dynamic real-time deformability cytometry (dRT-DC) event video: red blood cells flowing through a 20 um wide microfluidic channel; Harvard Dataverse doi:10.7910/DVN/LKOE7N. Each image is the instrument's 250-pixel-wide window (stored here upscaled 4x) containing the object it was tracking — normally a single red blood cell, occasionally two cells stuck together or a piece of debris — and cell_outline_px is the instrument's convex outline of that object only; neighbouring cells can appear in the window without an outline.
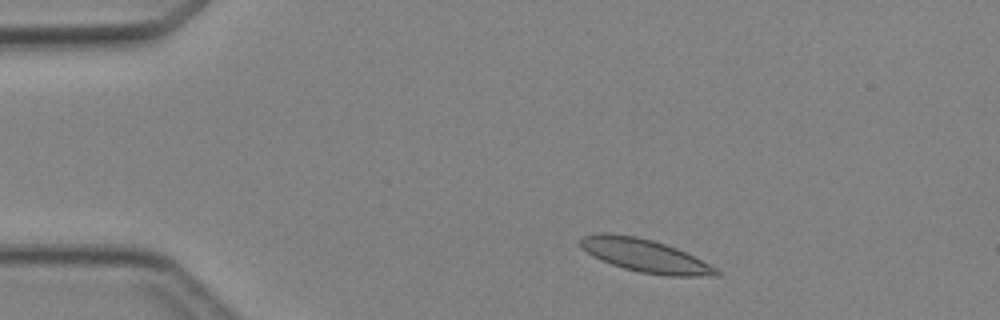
{"species": "Egyptian fruit bat (a non-hibernating species)", "species_latin": "Rousettus aegyptiacus", "temperature_condition": "cold", "stored_images_in_passage": 2, "camera_frame_rate_fps": 3000, "um_per_image_px": 0.085, "animal": {"sex": "female"}, "frame": {"image": 1, "passage_image": 1, "time_ms": 0.0, "image_size_px": [1000, 320], "cell_outline_px": [[720, 276], [668, 276], [640, 272], [624, 268], [600, 260], [592, 256], [580, 244], [580, 240], [584, 236], [600, 232], [604, 232], [636, 236], [652, 240], [676, 248], [716, 268], [720, 272]], "centroid_in_image_um": [54.81, 21.73], "position_along_channel_um": 30.2, "area_um2": 25.78}}